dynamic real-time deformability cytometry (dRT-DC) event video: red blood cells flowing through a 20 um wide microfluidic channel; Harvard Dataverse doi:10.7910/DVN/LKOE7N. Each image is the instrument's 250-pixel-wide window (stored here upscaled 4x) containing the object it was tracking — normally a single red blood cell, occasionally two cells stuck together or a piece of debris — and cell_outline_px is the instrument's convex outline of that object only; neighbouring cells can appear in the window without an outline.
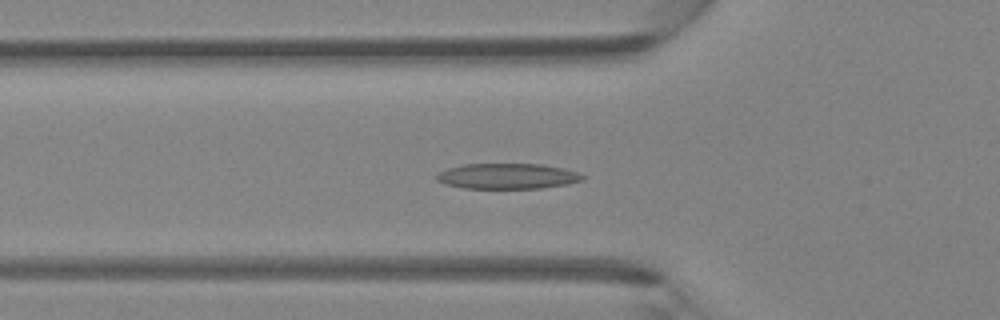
{"species": "Egyptian fruit bat (a non-hibernating species)", "species_latin": "Rousettus aegyptiacus", "temperature_condition": "room temperature", "stored_images_in_passage": 39, "camera_frame_rate_fps": 3000, "um_per_image_px": 0.085, "animal": {"sex": "female"}, "frame": {"image": 1, "passage_image": 9, "time_ms": 2.667, "image_size_px": [1000, 320], "cell_outline_px": [[588, 176], [584, 180], [568, 184], [540, 188], [464, 188], [444, 184], [436, 180], [436, 176], [440, 172], [448, 168], [464, 164], [540, 164], [564, 168]], "centroid_in_image_um": [43.17, 14.97], "position_along_channel_um": 82.6, "area_um2": 21.73}}
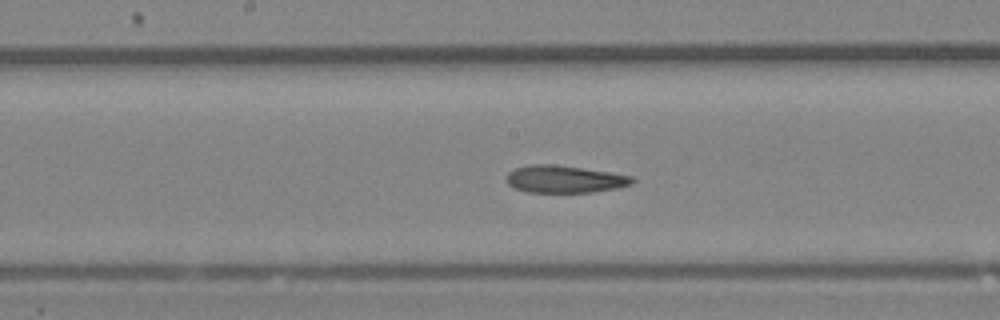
{"frame": {"image": 2, "passage_image": 17, "time_ms": 5.333, "image_size_px": [1000, 320], "cell_outline_px": [[636, 180], [632, 184], [616, 188], [592, 192], [528, 192], [516, 188], [508, 184], [504, 180], [504, 176], [508, 172], [516, 168], [528, 164], [556, 164], [584, 168], [632, 176]], "centroid_in_image_um": [47.95, 15.22], "position_along_channel_um": 200.3, "area_um2": 20.17}}
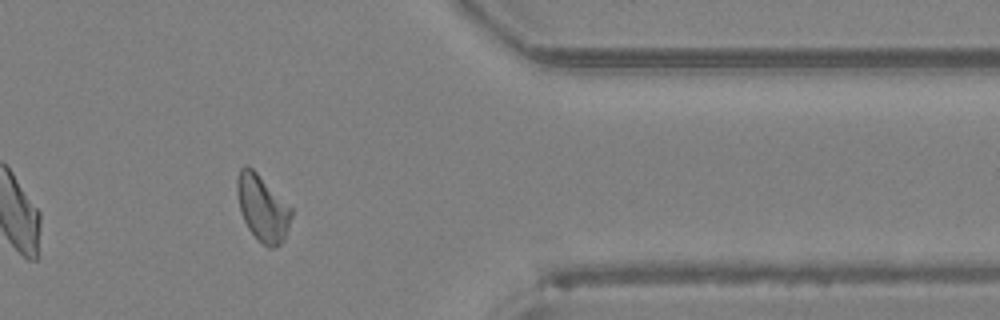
{"frame": {"image": 3, "passage_image": 31, "time_ms": 10.0, "image_size_px": [1000, 320], "cell_outline_px": [[292, 216], [284, 240], [280, 244], [272, 248], [268, 248], [248, 228], [244, 220], [240, 208], [236, 192], [236, 180], [240, 168], [244, 164], [252, 168], [292, 208]], "centroid_in_image_um": [22.31, 17.67], "position_along_channel_um": 389.1, "area_um2": 20.63}}